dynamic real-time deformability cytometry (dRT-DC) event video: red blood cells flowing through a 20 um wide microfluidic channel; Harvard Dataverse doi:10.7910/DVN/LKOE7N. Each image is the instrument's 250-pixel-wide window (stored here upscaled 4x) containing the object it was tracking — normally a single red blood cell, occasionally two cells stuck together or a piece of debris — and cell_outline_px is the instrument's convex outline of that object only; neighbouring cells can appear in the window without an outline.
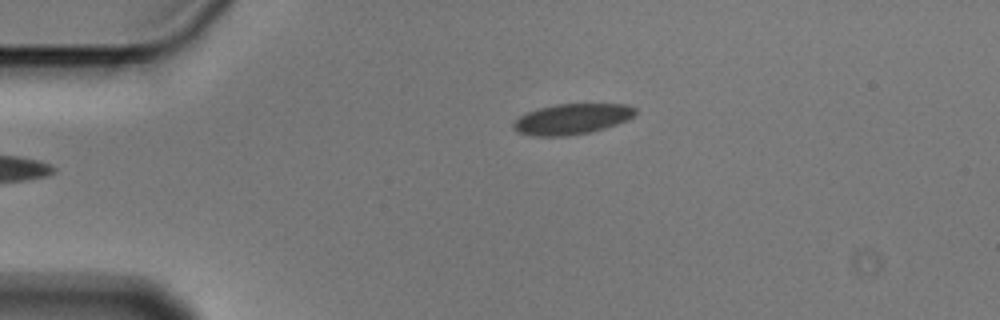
{"species": "Egyptian fruit bat (a non-hibernating species)", "species_latin": "Rousettus aegyptiacus", "temperature_condition": "cold", "stored_images_in_passage": 5, "camera_frame_rate_fps": 3000, "um_per_image_px": 0.085, "animal": {"sex": "male"}, "frame": {"image": 1, "passage_image": 5, "time_ms": 1.333, "image_size_px": [1000, 320], "cell_outline_px": [[636, 112], [628, 120], [604, 128], [588, 132], [564, 136], [532, 136], [516, 132], [512, 128], [512, 124], [520, 116], [528, 112], [540, 108], [556, 104], [628, 104], [636, 108]], "centroid_in_image_um": [48.6, 10.12], "position_along_channel_um": 36.4, "area_um2": 21.62}}